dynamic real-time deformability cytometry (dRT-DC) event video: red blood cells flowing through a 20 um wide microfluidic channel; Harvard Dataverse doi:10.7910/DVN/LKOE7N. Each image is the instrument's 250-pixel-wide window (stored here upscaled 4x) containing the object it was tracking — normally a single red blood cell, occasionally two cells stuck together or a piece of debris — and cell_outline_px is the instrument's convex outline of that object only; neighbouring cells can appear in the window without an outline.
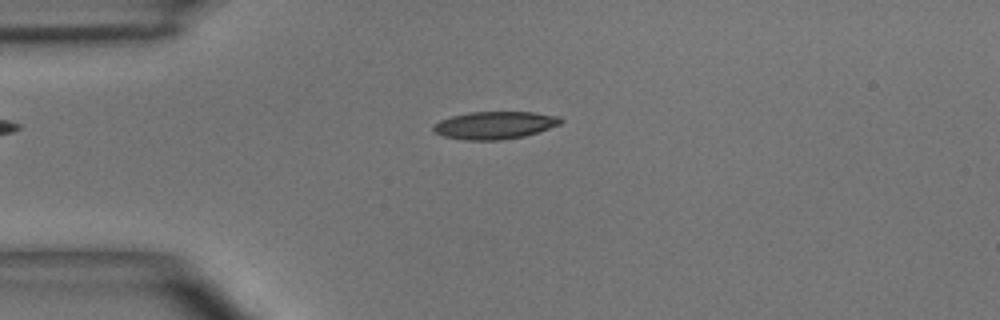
{"species": "common noctule bat (a hibernating species)", "species_latin": "Nyctalus noctula", "temperature_condition": "room temperature", "stored_images_in_passage": 4, "camera_frame_rate_fps": 3000, "um_per_image_px": 0.085, "animal": {"sex": "male", "body_mass_g": 15.6}, "frame": {"image": 1, "passage_image": 3, "time_ms": 2.333, "image_size_px": [1000, 320], "cell_outline_px": [[564, 120], [560, 124], [524, 136], [500, 140], [464, 140], [444, 136], [432, 132], [432, 124], [440, 120], [452, 116], [468, 112], [532, 112], [560, 116]], "centroid_in_image_um": [42.01, 10.64], "position_along_channel_um": 43.0, "area_um2": 20.52}}